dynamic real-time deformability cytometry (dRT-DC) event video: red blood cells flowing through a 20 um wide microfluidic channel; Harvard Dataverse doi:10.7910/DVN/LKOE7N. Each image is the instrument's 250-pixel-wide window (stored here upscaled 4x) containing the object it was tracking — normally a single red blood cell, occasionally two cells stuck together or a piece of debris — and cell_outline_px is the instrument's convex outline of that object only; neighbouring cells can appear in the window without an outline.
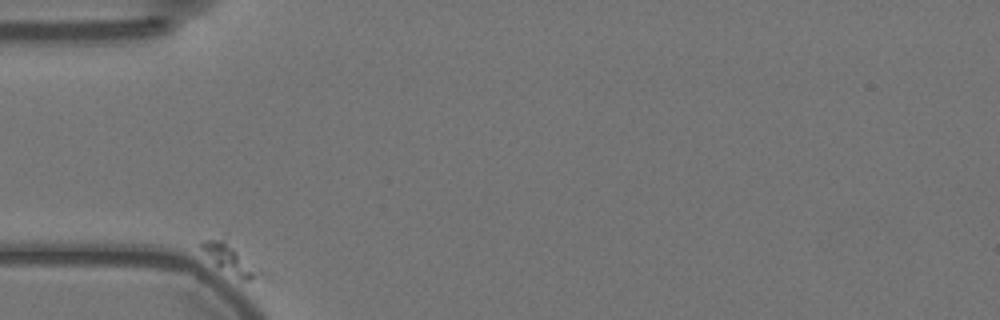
{"species": "Egyptian fruit bat (a non-hibernating species)", "species_latin": "Rousettus aegyptiacus", "temperature_condition": "warm", "stored_images_in_passage": 44, "camera_frame_rate_fps": 3000, "um_per_image_px": 0.085, "animal": {"sex": "female"}, "frame": {"image": 1, "passage_image": 1, "time_ms": 0.0, "image_size_px": [1000, 320], "cell_outline_px": [[268, 276], [240, 284], [216, 264], [200, 248], [200, 244], [204, 240], [224, 232], [268, 272]], "centroid_in_image_um": [19.78, 22.0], "position_along_channel_um": 65.2, "area_um2": 12.54}}
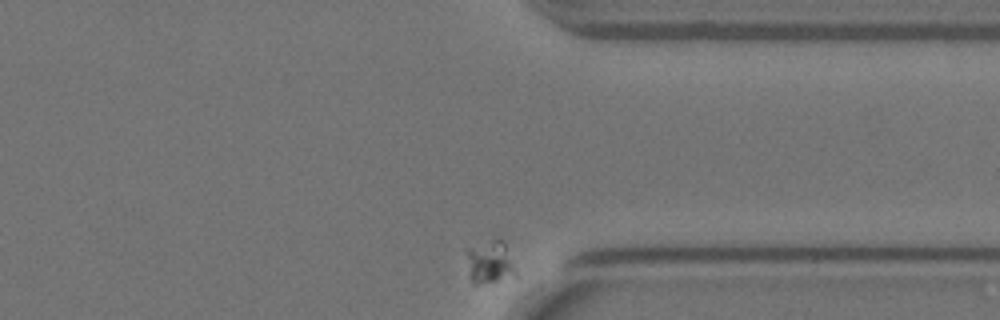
{"frame": {"image": 2, "passage_image": 44, "time_ms": 14.333, "image_size_px": [1000, 320], "cell_outline_px": [[516, 276], [476, 284], [472, 284], [468, 276], [468, 248], [496, 240], [500, 240], [504, 244], [516, 272]], "centroid_in_image_um": [41.61, 22.34], "position_along_channel_um": 369.8, "area_um2": 11.56}}